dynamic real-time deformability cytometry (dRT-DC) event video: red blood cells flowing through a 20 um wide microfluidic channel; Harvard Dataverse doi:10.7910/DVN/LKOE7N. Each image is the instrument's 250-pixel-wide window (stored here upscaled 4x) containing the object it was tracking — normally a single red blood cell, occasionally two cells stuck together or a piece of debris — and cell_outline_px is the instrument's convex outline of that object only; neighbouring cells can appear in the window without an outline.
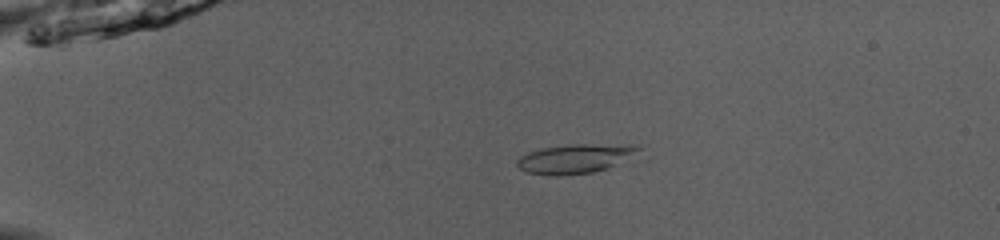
{"species": "common noctule bat (a hibernating species)", "species_latin": "Nyctalus noctula", "temperature_condition": "room temperature", "stored_images_in_passage": 50, "camera_frame_rate_fps": 3000, "um_per_image_px": 0.085, "animal": {"sex": "male", "body_mass_g": 13.0, "forearm_length_mm": 53.1}, "frame": {"image": 1, "passage_image": 12, "time_ms": 3.667, "image_size_px": [1000, 240], "cell_outline_px": [[644, 152], [608, 168], [592, 172], [560, 176], [552, 176], [528, 172], [520, 168], [516, 164], [516, 160], [520, 156], [528, 152], [544, 148], [568, 144], [640, 144], [644, 148]], "centroid_in_image_um": [49.01, 13.46], "position_along_channel_um": 36.0, "area_um2": 21.21}}
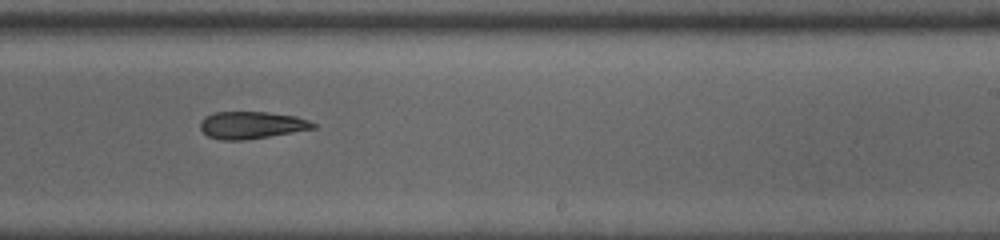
{"frame": {"image": 2, "passage_image": 33, "time_ms": 10.667, "image_size_px": [1000, 240], "cell_outline_px": [[316, 128], [244, 140], [220, 140], [208, 136], [200, 128], [200, 120], [204, 116], [212, 112], [268, 112], [296, 116], [308, 120], [316, 124]], "centroid_in_image_um": [21.34, 10.62], "position_along_channel_um": 267.7, "area_um2": 17.92}}
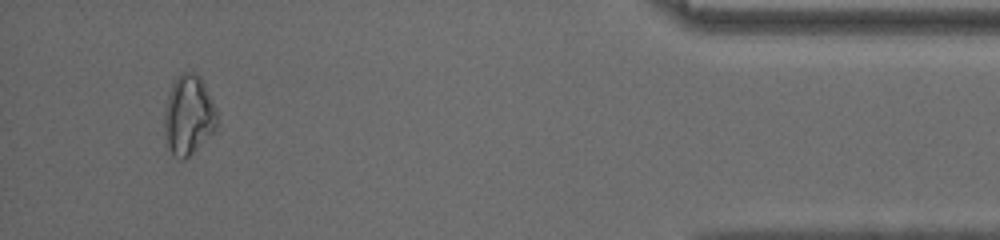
{"frame": {"image": 3, "passage_image": 48, "time_ms": 15.667, "image_size_px": [1000, 240], "cell_outline_px": [[216, 128], [184, 160], [180, 160], [168, 148], [164, 136], [164, 108], [172, 84], [176, 76], [180, 72], [192, 72], [200, 76], [216, 108]], "centroid_in_image_um": [15.99, 9.76], "position_along_channel_um": 419.2, "area_um2": 24.22}, "authors_computed_cell_mechanics": {"area_um2": 20.1722, "velocity_mm_per_s": 4.0672, "shape_relaxation_time_tau1_ms": 6.7409, "shape_relaxation_time_tau2_ms": 4.8044, "deformation_change_tau1": 0.1555, "deformation_change_tau2": 0.1456}}